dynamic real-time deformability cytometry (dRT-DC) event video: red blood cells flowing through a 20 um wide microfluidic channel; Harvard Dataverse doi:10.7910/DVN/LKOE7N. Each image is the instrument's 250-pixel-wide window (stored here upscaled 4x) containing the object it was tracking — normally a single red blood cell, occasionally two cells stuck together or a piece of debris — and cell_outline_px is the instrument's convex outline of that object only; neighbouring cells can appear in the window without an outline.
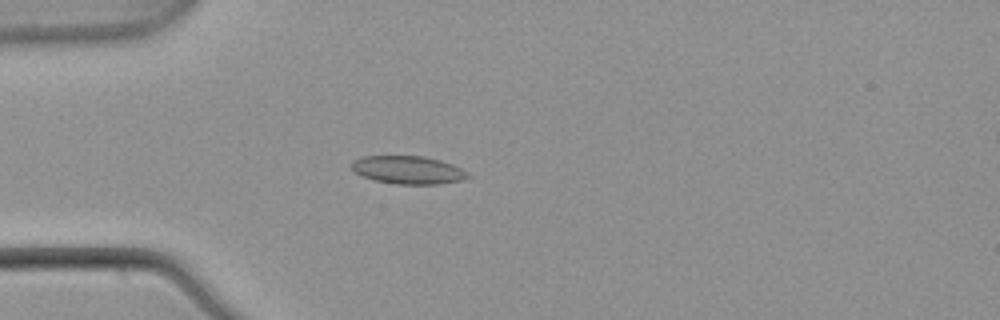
{"species": "common noctule bat (a hibernating species)", "species_latin": "Nyctalus noctula", "temperature_condition": "warm", "stored_images_in_passage": 54, "camera_frame_rate_fps": 3000, "um_per_image_px": 0.085, "animal": {"sex": "male", "body_mass_g": 21.5, "forearm_length_mm": 52.0}, "frame": {"image": 1, "passage_image": 16, "time_ms": 5.0, "image_size_px": [1000, 320], "cell_outline_px": [[472, 176], [460, 180], [440, 184], [396, 184], [376, 180], [364, 176], [356, 172], [352, 168], [352, 160], [360, 156], [424, 156], [440, 160], [452, 164], [468, 172]], "centroid_in_image_um": [34.7, 14.44], "position_along_channel_um": 50.3, "area_um2": 18.9}}
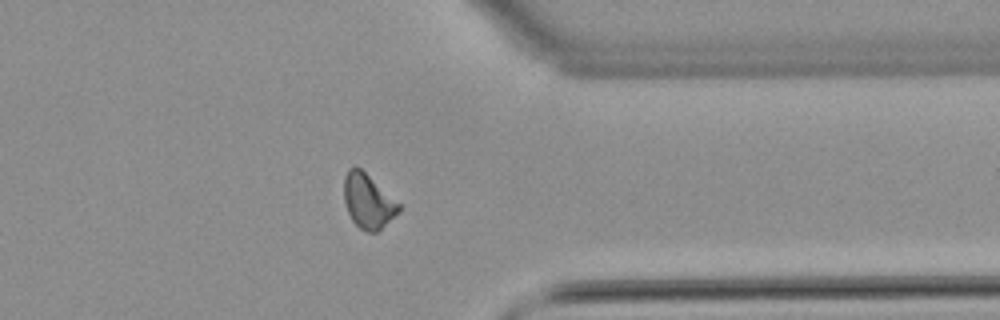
{"frame": {"image": 2, "passage_image": 43, "time_ms": 14.0, "image_size_px": [1000, 320], "cell_outline_px": [[400, 212], [376, 232], [368, 232], [360, 228], [352, 220], [348, 212], [344, 200], [344, 176], [348, 168], [360, 168], [400, 204]], "centroid_in_image_um": [31.28, 17.11], "position_along_channel_um": 380.1, "area_um2": 17.05}}
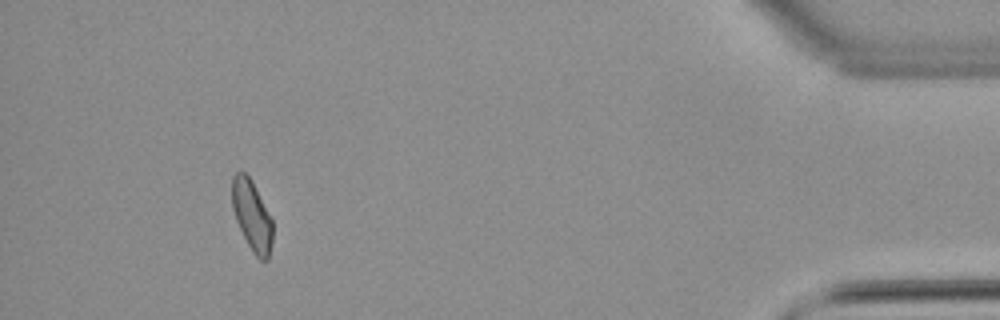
{"frame": {"image": 3, "passage_image": 50, "time_ms": 16.333, "image_size_px": [1000, 320], "cell_outline_px": [[272, 244], [268, 260], [260, 260], [252, 252], [236, 220], [232, 208], [232, 176], [236, 172], [244, 172], [252, 180], [272, 220]], "centroid_in_image_um": [21.41, 18.33], "position_along_channel_um": 413.8, "area_um2": 16.53}, "authors_computed_cell_mechanics": {"area_um2": 17.6001, "velocity_mm_per_s": 3.8863, "shape_relaxation_time_tau1_ms": null, "shape_relaxation_time_tau2_ms": 1.9838, "deformation_change_tau1": null, "deformation_change_tau2": 0.0598}}